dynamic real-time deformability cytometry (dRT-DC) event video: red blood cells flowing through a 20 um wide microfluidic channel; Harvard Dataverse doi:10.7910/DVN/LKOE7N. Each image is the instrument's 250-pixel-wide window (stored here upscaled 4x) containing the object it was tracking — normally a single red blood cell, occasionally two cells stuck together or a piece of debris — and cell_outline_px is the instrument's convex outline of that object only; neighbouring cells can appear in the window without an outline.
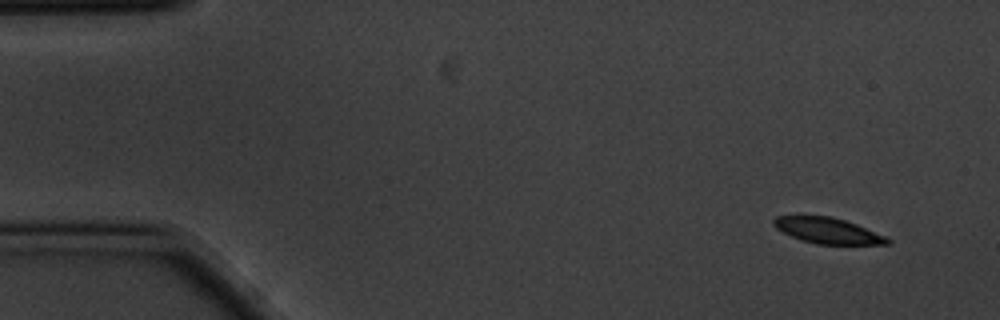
{"species": "common noctule bat (a hibernating species)", "species_latin": "Nyctalus noctula", "temperature_condition": "cold", "stored_images_in_passage": 5, "camera_frame_rate_fps": 3000, "um_per_image_px": 0.085, "animal": {"sex": "male", "body_mass_g": 20.1, "forearm_length_mm": 53.5}, "frame": {"image": 1, "passage_image": 1, "time_ms": 0.0, "image_size_px": [1000, 320], "cell_outline_px": [[892, 244], [816, 244], [800, 240], [776, 228], [772, 224], [772, 220], [776, 216], [796, 212], [832, 216], [856, 224], [888, 236], [892, 240]], "centroid_in_image_um": [70.3, 19.55], "position_along_channel_um": 14.7, "area_um2": 17.98}}